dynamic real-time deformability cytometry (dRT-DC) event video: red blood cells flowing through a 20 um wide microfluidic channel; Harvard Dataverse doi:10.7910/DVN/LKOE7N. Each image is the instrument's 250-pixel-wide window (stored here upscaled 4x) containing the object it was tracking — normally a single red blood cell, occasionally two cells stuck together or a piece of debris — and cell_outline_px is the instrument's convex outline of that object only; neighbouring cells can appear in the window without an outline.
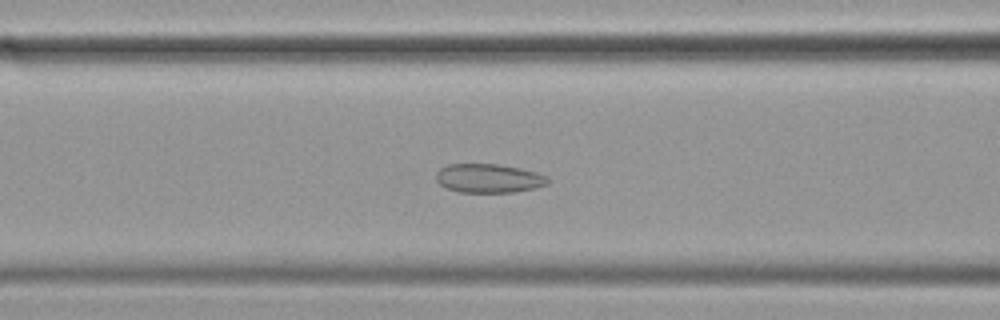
{"species": "common noctule bat (a hibernating species)", "species_latin": "Nyctalus noctula", "temperature_condition": "cold", "stored_images_in_passage": 29, "camera_frame_rate_fps": 3000, "um_per_image_px": 0.085, "animal": {"sex": "female", "body_mass_g": 19.9}, "frame": {"image": 1, "passage_image": 6, "time_ms": 1.667, "image_size_px": [1000, 320], "cell_outline_px": [[548, 184], [532, 188], [512, 192], [460, 192], [448, 188], [440, 184], [436, 180], [436, 172], [440, 168], [448, 164], [496, 164], [520, 168], [536, 172], [544, 176], [548, 180]], "centroid_in_image_um": [41.49, 15.15], "position_along_channel_um": 125.1, "area_um2": 18.55}}
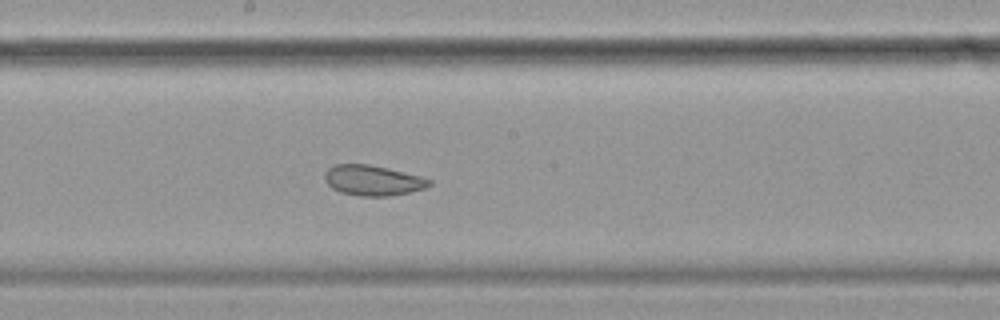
{"frame": {"image": 2, "passage_image": 14, "time_ms": 4.333, "image_size_px": [1000, 320], "cell_outline_px": [[432, 184], [424, 188], [408, 192], [388, 196], [360, 196], [340, 192], [332, 188], [324, 180], [324, 176], [328, 168], [336, 164], [368, 164], [388, 168], [420, 176], [432, 180]], "centroid_in_image_um": [31.67, 15.33], "position_along_channel_um": 216.5, "area_um2": 18.38}}
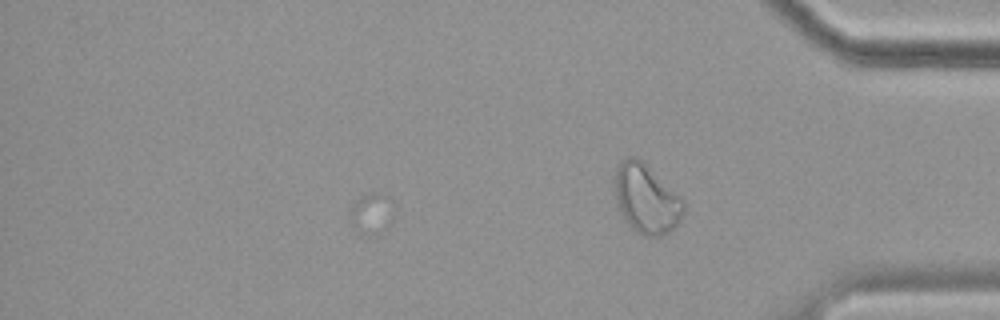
{"frame": {"image": 3, "passage_image": 29, "time_ms": 9.333, "image_size_px": [1000, 320], "cell_outline_px": [[684, 208], [680, 220], [668, 232], [660, 236], [644, 236], [636, 232], [620, 216], [616, 204], [612, 180], [620, 164], [628, 156], [636, 156], [680, 196], [684, 200]], "centroid_in_image_um": [54.88, 16.92], "position_along_channel_um": 380.3, "area_um2": 27.74}, "authors_computed_cell_mechanics": {"area_um2": 18.3226, "velocity_mm_per_s": 3.4406, "shape_relaxation_time_tau1_ms": null, "shape_relaxation_time_tau2_ms": 3.6105, "deformation_change_tau1": null, "deformation_change_tau2": 0.0873}}